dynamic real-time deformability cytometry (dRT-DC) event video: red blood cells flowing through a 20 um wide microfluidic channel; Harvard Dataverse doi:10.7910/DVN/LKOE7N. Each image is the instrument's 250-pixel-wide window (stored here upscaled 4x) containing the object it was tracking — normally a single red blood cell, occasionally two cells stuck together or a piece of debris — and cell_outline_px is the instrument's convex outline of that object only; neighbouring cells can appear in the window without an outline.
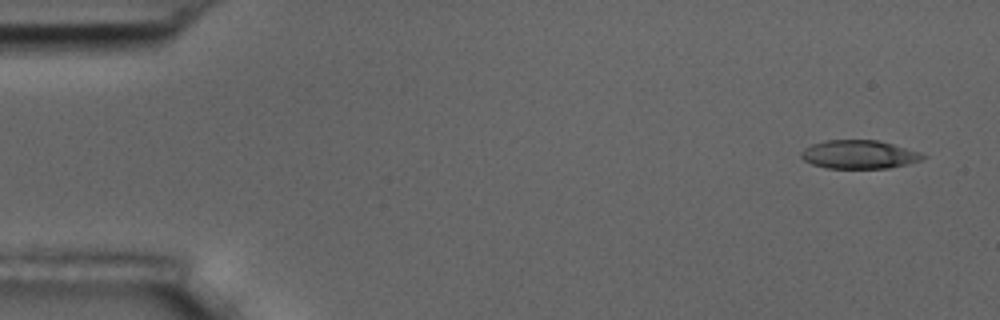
{"species": "common noctule bat (a hibernating species)", "species_latin": "Nyctalus noctula", "temperature_condition": "room temperature", "stored_images_in_passage": 5, "camera_frame_rate_fps": 3000, "um_per_image_px": 0.085, "animal": {"sex": "male", "body_mass_g": 17.5, "forearm_length_mm": 52.3}, "frame": {"image": 1, "passage_image": 1, "time_ms": 0.0, "image_size_px": [1000, 320], "cell_outline_px": [[928, 156], [920, 160], [908, 164], [888, 168], [824, 168], [812, 164], [804, 160], [800, 156], [800, 152], [804, 148], [812, 144], [824, 140], [876, 140], [892, 144], [920, 152]], "centroid_in_image_um": [72.99, 13.13], "position_along_channel_um": 12.0, "area_um2": 20.23}}
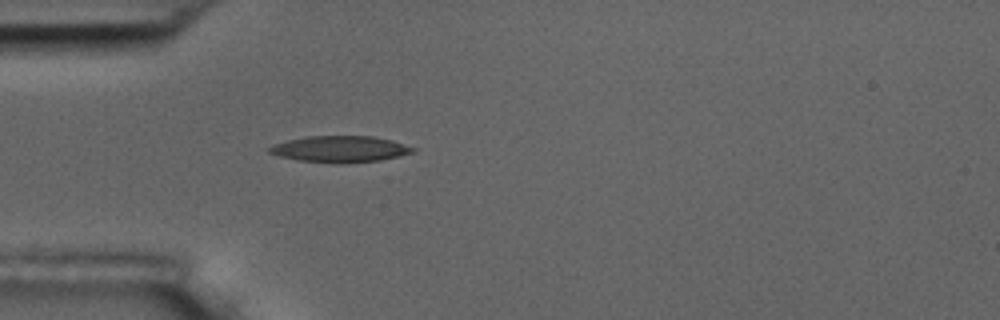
{"frame": {"image": 2, "passage_image": 5, "time_ms": 4.333, "image_size_px": [1000, 320], "cell_outline_px": [[416, 148], [412, 152], [400, 156], [380, 160], [300, 160], [280, 156], [268, 152], [268, 148], [272, 144], [288, 140], [308, 136], [372, 136], [392, 140]], "centroid_in_image_um": [28.9, 12.61], "position_along_channel_um": 56.1, "area_um2": 20.81}}